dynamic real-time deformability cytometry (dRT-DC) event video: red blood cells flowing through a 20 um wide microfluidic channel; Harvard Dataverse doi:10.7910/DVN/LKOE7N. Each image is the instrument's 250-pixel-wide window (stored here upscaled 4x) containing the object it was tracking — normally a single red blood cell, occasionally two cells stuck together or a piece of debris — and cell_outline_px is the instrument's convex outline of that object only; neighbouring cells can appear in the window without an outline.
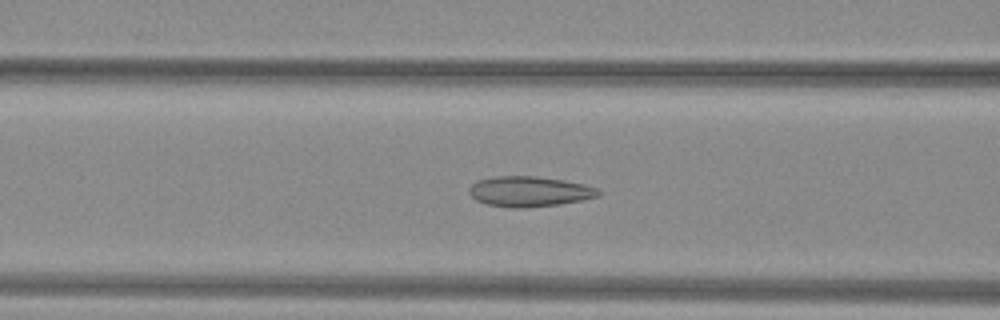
{"species": "common noctule bat (a hibernating species)", "species_latin": "Nyctalus noctula", "temperature_condition": "warm", "stored_images_in_passage": 37, "camera_frame_rate_fps": 3000, "um_per_image_px": 0.085, "animal": {"sex": "female", "body_mass_g": 29.2, "forearm_length_mm": 56.3}, "frame": {"image": 1, "passage_image": 7, "time_ms": 2.0, "image_size_px": [1000, 320], "cell_outline_px": [[600, 192], [596, 196], [580, 200], [560, 204], [528, 208], [512, 208], [488, 204], [476, 200], [468, 192], [468, 188], [476, 180], [492, 176], [536, 176], [564, 180], [584, 184], [596, 188]], "centroid_in_image_um": [44.94, 16.27], "position_along_channel_um": 121.7, "area_um2": 22.83}}
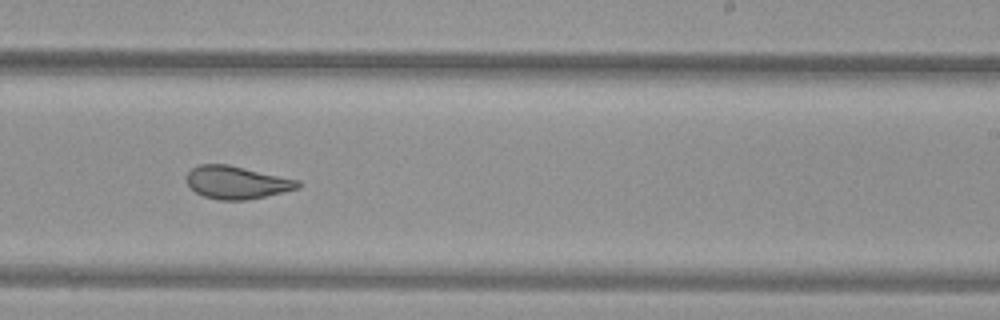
{"frame": {"image": 2, "passage_image": 18, "time_ms": 5.667, "image_size_px": [1000, 320], "cell_outline_px": [[300, 188], [264, 196], [244, 200], [220, 200], [204, 196], [196, 192], [188, 184], [188, 172], [192, 168], [200, 164], [228, 164], [300, 180]], "centroid_in_image_um": [20.14, 15.5], "position_along_channel_um": 268.9, "area_um2": 21.04}}
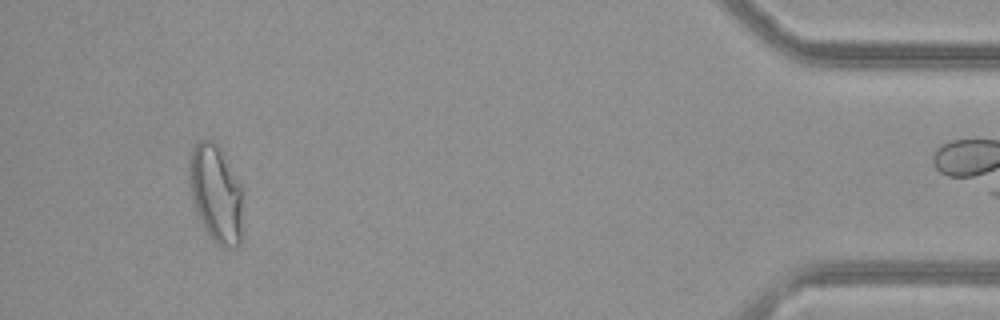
{"frame": {"image": 3, "passage_image": 34, "time_ms": 11.0, "image_size_px": [1000, 320], "cell_outline_px": [[244, 232], [240, 244], [236, 248], [224, 248], [216, 244], [208, 236], [196, 212], [192, 200], [188, 184], [188, 160], [192, 148], [196, 140], [212, 140], [220, 148], [240, 184]], "centroid_in_image_um": [18.34, 16.51], "position_along_channel_um": 416.9, "area_um2": 31.39}, "authors_computed_cell_mechanics": {"area_um2": 22.0796, "velocity_mm_per_s": 4.0276, "shape_relaxation_time_tau1_ms": 10.415, "shape_relaxation_time_tau2_ms": 1.3259, "deformation_change_tau1": 0.2367, "deformation_change_tau2": 0.0792}}